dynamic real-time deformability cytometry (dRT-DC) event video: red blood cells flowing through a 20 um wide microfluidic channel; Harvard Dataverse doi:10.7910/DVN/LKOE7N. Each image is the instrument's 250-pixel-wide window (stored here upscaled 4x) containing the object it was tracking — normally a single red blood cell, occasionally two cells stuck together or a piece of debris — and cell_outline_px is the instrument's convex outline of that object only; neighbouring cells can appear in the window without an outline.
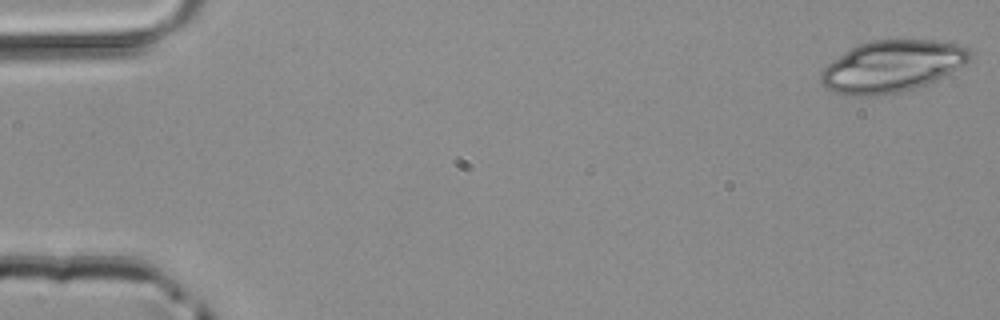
{"species": "common noctule bat (a hibernating species)", "species_latin": "Nyctalus noctula", "temperature_condition": "room temperature", "stored_images_in_passage": 6, "camera_frame_rate_fps": 3000, "um_per_image_px": 0.085, "animal": {"sex": "male", "body_mass_g": 20.4}, "frame": {"image": 1, "passage_image": 1, "time_ms": 0.0, "image_size_px": [1000, 320], "cell_outline_px": [[972, 56], [964, 64], [936, 80], [900, 92], [872, 96], [852, 96], [836, 92], [828, 88], [820, 80], [820, 72], [832, 60], [852, 48], [860, 44], [872, 40], [932, 40], [956, 44], [968, 48], [972, 52]], "centroid_in_image_um": [75.81, 5.63], "position_along_channel_um": 9.2, "area_um2": 44.33}}